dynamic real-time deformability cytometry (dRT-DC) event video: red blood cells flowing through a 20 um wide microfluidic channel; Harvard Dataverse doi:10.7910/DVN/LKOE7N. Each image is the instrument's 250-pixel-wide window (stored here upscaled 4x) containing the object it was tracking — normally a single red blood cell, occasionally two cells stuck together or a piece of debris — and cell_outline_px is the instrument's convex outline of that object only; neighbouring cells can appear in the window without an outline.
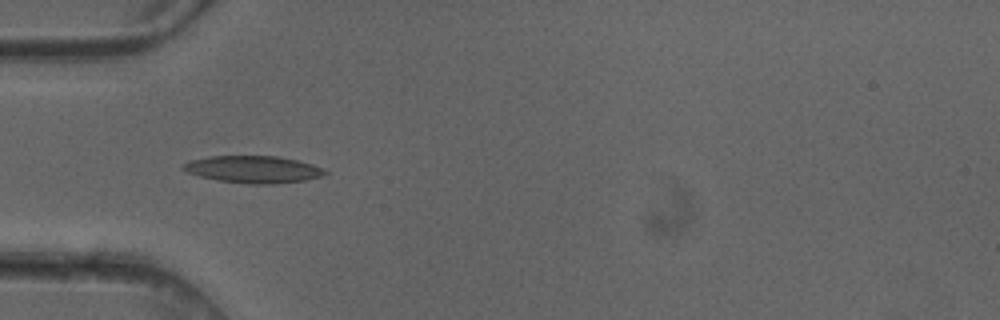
{"species": "common noctule bat (a hibernating species)", "species_latin": "Nyctalus noctula", "temperature_condition": "cold", "stored_images_in_passage": 6, "camera_frame_rate_fps": 3000, "um_per_image_px": 0.085, "animal": {"sex": "female"}, "frame": {"image": 1, "passage_image": 4, "time_ms": 1.0, "image_size_px": [1000, 320], "cell_outline_px": [[328, 172], [320, 176], [304, 180], [276, 184], [248, 184], [220, 180], [200, 176], [188, 172], [180, 168], [180, 164], [188, 160], [208, 156], [276, 156], [296, 160], [312, 164]], "centroid_in_image_um": [21.45, 14.39], "position_along_channel_um": 63.5, "area_um2": 22.31}}
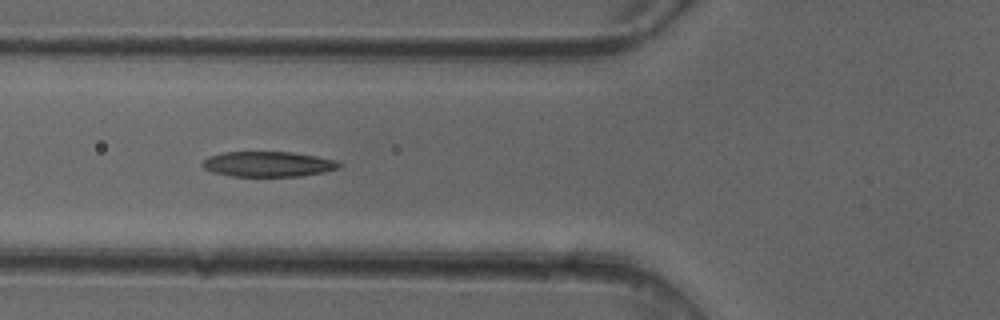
{"frame": {"image": 2, "passage_image": 5, "time_ms": 1.333, "image_size_px": [1000, 320], "cell_outline_px": [[340, 168], [324, 172], [300, 176], [232, 176], [212, 172], [204, 168], [200, 164], [208, 156], [224, 152], [292, 152], [316, 156], [336, 160], [340, 164]], "centroid_in_image_um": [22.77, 13.95], "position_along_channel_um": 103.0, "area_um2": 20.11}}
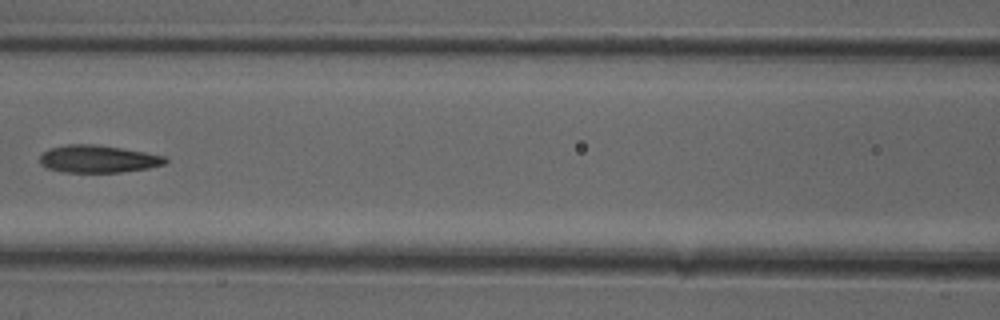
{"frame": {"image": 3, "passage_image": 6, "time_ms": 1.667, "image_size_px": [1000, 320], "cell_outline_px": [[168, 160], [164, 164], [148, 168], [120, 172], [64, 172], [48, 168], [40, 164], [40, 156], [44, 152], [52, 148], [68, 144], [92, 144], [120, 148], [144, 152], [164, 156]], "centroid_in_image_um": [8.33, 13.51], "position_along_channel_um": 158.3, "area_um2": 19.77}}